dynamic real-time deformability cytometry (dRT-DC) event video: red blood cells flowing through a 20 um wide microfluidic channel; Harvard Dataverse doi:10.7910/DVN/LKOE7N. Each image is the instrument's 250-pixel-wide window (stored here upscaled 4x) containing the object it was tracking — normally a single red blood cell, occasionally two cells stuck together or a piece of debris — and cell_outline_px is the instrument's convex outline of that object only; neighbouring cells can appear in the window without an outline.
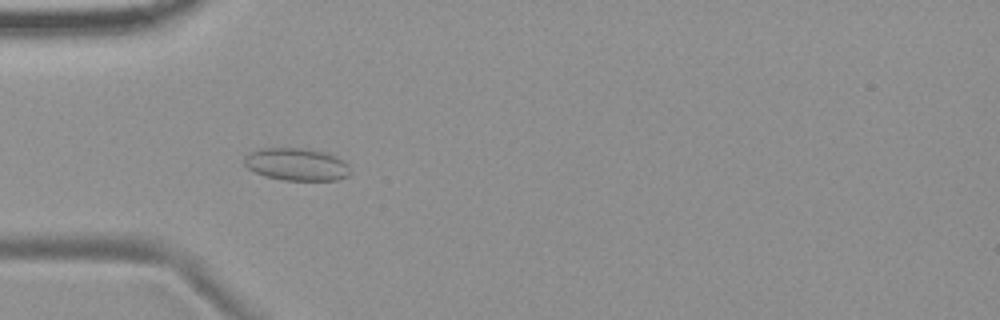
{"species": "common noctule bat (a hibernating species)", "species_latin": "Nyctalus noctula", "temperature_condition": "room temperature", "stored_images_in_passage": 55, "camera_frame_rate_fps": 3000, "um_per_image_px": 0.085, "animal": {"sex": "female", "body_mass_g": 19.9}, "frame": {"image": 1, "passage_image": 17, "time_ms": 5.333, "image_size_px": [1000, 320], "cell_outline_px": [[352, 172], [348, 176], [336, 180], [284, 180], [264, 176], [248, 168], [244, 164], [244, 156], [248, 152], [260, 148], [304, 148], [324, 152], [336, 156], [344, 160], [348, 164]], "centroid_in_image_um": [25.21, 13.96], "position_along_channel_um": 59.8, "area_um2": 20.29}}
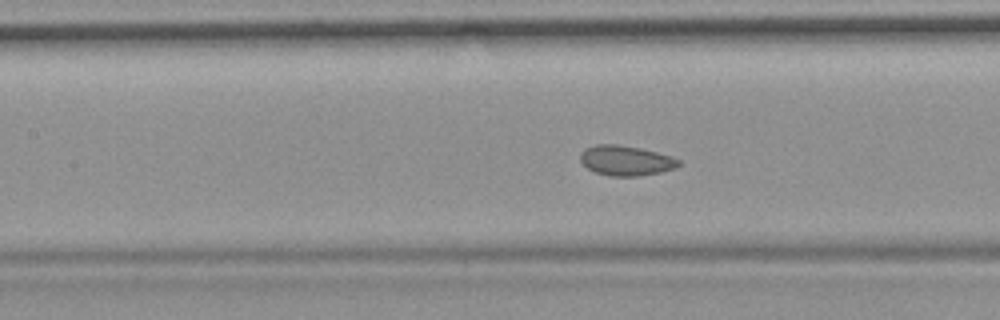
{"frame": {"image": 2, "passage_image": 25, "time_ms": 8.0, "image_size_px": [1000, 320], "cell_outline_px": [[680, 164], [676, 168], [660, 172], [640, 176], [608, 176], [596, 172], [588, 168], [580, 160], [580, 152], [584, 148], [596, 144], [620, 144], [640, 148], [672, 156], [680, 160]], "centroid_in_image_um": [53.19, 13.64], "position_along_channel_um": 154.2, "area_um2": 17.34}}
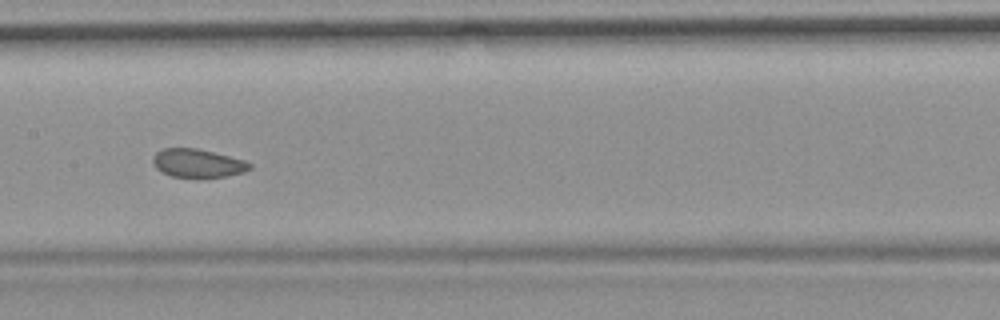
{"frame": {"image": 3, "passage_image": 28, "time_ms": 9.0, "image_size_px": [1000, 320], "cell_outline_px": [[252, 168], [244, 172], [228, 176], [200, 180], [196, 180], [172, 176], [160, 172], [152, 164], [152, 156], [156, 152], [164, 148], [196, 148], [244, 160], [252, 164]], "centroid_in_image_um": [16.78, 13.92], "position_along_channel_um": 190.6, "area_um2": 16.7}, "authors_computed_cell_mechanics": {"area_um2": 18.0914, "velocity_mm_per_s": 3.6694, "shape_relaxation_time_tau1_ms": null, "shape_relaxation_time_tau2_ms": 2.1718, "deformation_change_tau1": null, "deformation_change_tau2": 0.0585}}